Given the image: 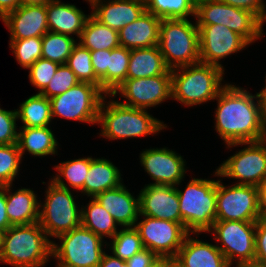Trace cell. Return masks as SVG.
I'll return each instance as SVG.
<instances>
[{"instance_id": "6da1fadb", "label": "cell", "mask_w": 266, "mask_h": 267, "mask_svg": "<svg viewBox=\"0 0 266 267\" xmlns=\"http://www.w3.org/2000/svg\"><path fill=\"white\" fill-rule=\"evenodd\" d=\"M215 101L213 128L223 145L266 139L257 92L252 94L248 87L229 82Z\"/></svg>"}, {"instance_id": "7a4b0ae2", "label": "cell", "mask_w": 266, "mask_h": 267, "mask_svg": "<svg viewBox=\"0 0 266 267\" xmlns=\"http://www.w3.org/2000/svg\"><path fill=\"white\" fill-rule=\"evenodd\" d=\"M96 133L107 141L139 139L158 136L169 129L168 124L153 116L147 109H140L121 104L114 96L107 94L99 107ZM165 129V130H164Z\"/></svg>"}, {"instance_id": "3957f363", "label": "cell", "mask_w": 266, "mask_h": 267, "mask_svg": "<svg viewBox=\"0 0 266 267\" xmlns=\"http://www.w3.org/2000/svg\"><path fill=\"white\" fill-rule=\"evenodd\" d=\"M51 261L52 241L38 222L13 225L2 233L0 265L45 267Z\"/></svg>"}, {"instance_id": "277c9868", "label": "cell", "mask_w": 266, "mask_h": 267, "mask_svg": "<svg viewBox=\"0 0 266 267\" xmlns=\"http://www.w3.org/2000/svg\"><path fill=\"white\" fill-rule=\"evenodd\" d=\"M225 73L218 66L204 63L172 69V102L187 108L212 103L229 83L224 80Z\"/></svg>"}, {"instance_id": "5b68a950", "label": "cell", "mask_w": 266, "mask_h": 267, "mask_svg": "<svg viewBox=\"0 0 266 267\" xmlns=\"http://www.w3.org/2000/svg\"><path fill=\"white\" fill-rule=\"evenodd\" d=\"M41 183L46 187L44 195L41 194L43 200L40 198L38 223L53 242L58 236L81 226L82 203L78 197L84 199L78 192L58 186L50 179Z\"/></svg>"}, {"instance_id": "8992f818", "label": "cell", "mask_w": 266, "mask_h": 267, "mask_svg": "<svg viewBox=\"0 0 266 267\" xmlns=\"http://www.w3.org/2000/svg\"><path fill=\"white\" fill-rule=\"evenodd\" d=\"M191 177L176 186L182 224L190 233H206L216 221L217 179Z\"/></svg>"}, {"instance_id": "52a82bcc", "label": "cell", "mask_w": 266, "mask_h": 267, "mask_svg": "<svg viewBox=\"0 0 266 267\" xmlns=\"http://www.w3.org/2000/svg\"><path fill=\"white\" fill-rule=\"evenodd\" d=\"M158 47L170 70L200 63L199 31L195 19L161 20Z\"/></svg>"}, {"instance_id": "ba28073f", "label": "cell", "mask_w": 266, "mask_h": 267, "mask_svg": "<svg viewBox=\"0 0 266 267\" xmlns=\"http://www.w3.org/2000/svg\"><path fill=\"white\" fill-rule=\"evenodd\" d=\"M52 242V262L71 267H98L107 251V241L79 226Z\"/></svg>"}, {"instance_id": "9c48e42d", "label": "cell", "mask_w": 266, "mask_h": 267, "mask_svg": "<svg viewBox=\"0 0 266 267\" xmlns=\"http://www.w3.org/2000/svg\"><path fill=\"white\" fill-rule=\"evenodd\" d=\"M224 147L231 152L236 147L238 150L218 164L219 166H216L222 179L227 178L233 180L230 182L234 184L256 187L266 180V139L256 142L233 143Z\"/></svg>"}, {"instance_id": "30bf717a", "label": "cell", "mask_w": 266, "mask_h": 267, "mask_svg": "<svg viewBox=\"0 0 266 267\" xmlns=\"http://www.w3.org/2000/svg\"><path fill=\"white\" fill-rule=\"evenodd\" d=\"M195 21L197 25H225L243 36L251 45L266 37L265 24L254 13L218 0L196 2Z\"/></svg>"}, {"instance_id": "8fae6325", "label": "cell", "mask_w": 266, "mask_h": 267, "mask_svg": "<svg viewBox=\"0 0 266 267\" xmlns=\"http://www.w3.org/2000/svg\"><path fill=\"white\" fill-rule=\"evenodd\" d=\"M256 222L215 221L206 232L221 250L231 267L255 262Z\"/></svg>"}, {"instance_id": "7c38bea8", "label": "cell", "mask_w": 266, "mask_h": 267, "mask_svg": "<svg viewBox=\"0 0 266 267\" xmlns=\"http://www.w3.org/2000/svg\"><path fill=\"white\" fill-rule=\"evenodd\" d=\"M105 96L98 86L79 82L65 93L50 98L52 120L58 118L97 126L99 107Z\"/></svg>"}, {"instance_id": "4fadbf2b", "label": "cell", "mask_w": 266, "mask_h": 267, "mask_svg": "<svg viewBox=\"0 0 266 267\" xmlns=\"http://www.w3.org/2000/svg\"><path fill=\"white\" fill-rule=\"evenodd\" d=\"M217 177L216 221L256 222L260 219L256 186L225 184L216 167Z\"/></svg>"}, {"instance_id": "5bb4252c", "label": "cell", "mask_w": 266, "mask_h": 267, "mask_svg": "<svg viewBox=\"0 0 266 267\" xmlns=\"http://www.w3.org/2000/svg\"><path fill=\"white\" fill-rule=\"evenodd\" d=\"M139 232L144 248L160 258L173 259L190 233L183 224L169 220L139 215L134 226Z\"/></svg>"}, {"instance_id": "9a60e30c", "label": "cell", "mask_w": 266, "mask_h": 267, "mask_svg": "<svg viewBox=\"0 0 266 267\" xmlns=\"http://www.w3.org/2000/svg\"><path fill=\"white\" fill-rule=\"evenodd\" d=\"M111 95L121 104L150 111L172 100L171 74L126 79Z\"/></svg>"}, {"instance_id": "2e32d148", "label": "cell", "mask_w": 266, "mask_h": 267, "mask_svg": "<svg viewBox=\"0 0 266 267\" xmlns=\"http://www.w3.org/2000/svg\"><path fill=\"white\" fill-rule=\"evenodd\" d=\"M197 27L200 63L215 65L226 70V65L222 64L225 59L237 55L251 46L243 36L225 25H197Z\"/></svg>"}, {"instance_id": "e0dca14e", "label": "cell", "mask_w": 266, "mask_h": 267, "mask_svg": "<svg viewBox=\"0 0 266 267\" xmlns=\"http://www.w3.org/2000/svg\"><path fill=\"white\" fill-rule=\"evenodd\" d=\"M139 164L146 175L151 178L148 185L177 186L186 180L189 167L184 156L163 145V147H150L142 149L139 153ZM188 168V169H187Z\"/></svg>"}, {"instance_id": "ac0fdd59", "label": "cell", "mask_w": 266, "mask_h": 267, "mask_svg": "<svg viewBox=\"0 0 266 267\" xmlns=\"http://www.w3.org/2000/svg\"><path fill=\"white\" fill-rule=\"evenodd\" d=\"M138 191L139 215L182 224L176 186L145 183Z\"/></svg>"}, {"instance_id": "d6986e66", "label": "cell", "mask_w": 266, "mask_h": 267, "mask_svg": "<svg viewBox=\"0 0 266 267\" xmlns=\"http://www.w3.org/2000/svg\"><path fill=\"white\" fill-rule=\"evenodd\" d=\"M201 234L202 238L208 235L189 233L173 260L181 267H231L215 242L204 241Z\"/></svg>"}, {"instance_id": "ffe728a7", "label": "cell", "mask_w": 266, "mask_h": 267, "mask_svg": "<svg viewBox=\"0 0 266 267\" xmlns=\"http://www.w3.org/2000/svg\"><path fill=\"white\" fill-rule=\"evenodd\" d=\"M88 4L91 15L101 24L116 31L138 19L146 4L136 0H83Z\"/></svg>"}, {"instance_id": "44dd1931", "label": "cell", "mask_w": 266, "mask_h": 267, "mask_svg": "<svg viewBox=\"0 0 266 267\" xmlns=\"http://www.w3.org/2000/svg\"><path fill=\"white\" fill-rule=\"evenodd\" d=\"M9 40L42 37L48 30L47 5H20L1 20Z\"/></svg>"}, {"instance_id": "7402d4cb", "label": "cell", "mask_w": 266, "mask_h": 267, "mask_svg": "<svg viewBox=\"0 0 266 267\" xmlns=\"http://www.w3.org/2000/svg\"><path fill=\"white\" fill-rule=\"evenodd\" d=\"M130 190L123 183L95 197L120 227H134L139 217V195Z\"/></svg>"}, {"instance_id": "603a6c76", "label": "cell", "mask_w": 266, "mask_h": 267, "mask_svg": "<svg viewBox=\"0 0 266 267\" xmlns=\"http://www.w3.org/2000/svg\"><path fill=\"white\" fill-rule=\"evenodd\" d=\"M86 13L75 3L52 0L47 4L48 30L79 40L85 24L91 16V11Z\"/></svg>"}, {"instance_id": "cb8c5ba5", "label": "cell", "mask_w": 266, "mask_h": 267, "mask_svg": "<svg viewBox=\"0 0 266 267\" xmlns=\"http://www.w3.org/2000/svg\"><path fill=\"white\" fill-rule=\"evenodd\" d=\"M20 187L16 188L15 184L6 185V212L12 226L28 225L39 221L38 191L27 186L20 185Z\"/></svg>"}, {"instance_id": "d4e9b609", "label": "cell", "mask_w": 266, "mask_h": 267, "mask_svg": "<svg viewBox=\"0 0 266 267\" xmlns=\"http://www.w3.org/2000/svg\"><path fill=\"white\" fill-rule=\"evenodd\" d=\"M53 126L18 128V146L20 153L25 156L30 155L34 159L55 157L59 155L62 146L55 135ZM37 157V158H36Z\"/></svg>"}, {"instance_id": "484cf974", "label": "cell", "mask_w": 266, "mask_h": 267, "mask_svg": "<svg viewBox=\"0 0 266 267\" xmlns=\"http://www.w3.org/2000/svg\"><path fill=\"white\" fill-rule=\"evenodd\" d=\"M123 178L122 169L108 157L91 156L90 168L84 181L85 200L95 198L106 190L119 187L124 183Z\"/></svg>"}, {"instance_id": "4316f807", "label": "cell", "mask_w": 266, "mask_h": 267, "mask_svg": "<svg viewBox=\"0 0 266 267\" xmlns=\"http://www.w3.org/2000/svg\"><path fill=\"white\" fill-rule=\"evenodd\" d=\"M161 19L145 11L138 19L118 31L119 44L129 50L158 45Z\"/></svg>"}, {"instance_id": "83f0119b", "label": "cell", "mask_w": 266, "mask_h": 267, "mask_svg": "<svg viewBox=\"0 0 266 267\" xmlns=\"http://www.w3.org/2000/svg\"><path fill=\"white\" fill-rule=\"evenodd\" d=\"M162 74H171V70L166 66L158 45L131 50L127 79L148 78Z\"/></svg>"}, {"instance_id": "f1b7e54d", "label": "cell", "mask_w": 266, "mask_h": 267, "mask_svg": "<svg viewBox=\"0 0 266 267\" xmlns=\"http://www.w3.org/2000/svg\"><path fill=\"white\" fill-rule=\"evenodd\" d=\"M91 156H83L75 159L61 161L54 164L56 171L50 176L58 186L78 192L84 199V181L90 168ZM56 173V174H55Z\"/></svg>"}, {"instance_id": "f546056e", "label": "cell", "mask_w": 266, "mask_h": 267, "mask_svg": "<svg viewBox=\"0 0 266 267\" xmlns=\"http://www.w3.org/2000/svg\"><path fill=\"white\" fill-rule=\"evenodd\" d=\"M88 199L86 204L81 202V226L93 231L104 241L112 239L121 227L95 198Z\"/></svg>"}, {"instance_id": "4dcf8cb0", "label": "cell", "mask_w": 266, "mask_h": 267, "mask_svg": "<svg viewBox=\"0 0 266 267\" xmlns=\"http://www.w3.org/2000/svg\"><path fill=\"white\" fill-rule=\"evenodd\" d=\"M17 119L20 122L18 128L26 127H45L53 126L54 121L51 116L50 99L43 96L41 93H35L28 96L18 105ZM53 124V125H52Z\"/></svg>"}, {"instance_id": "1f68e13d", "label": "cell", "mask_w": 266, "mask_h": 267, "mask_svg": "<svg viewBox=\"0 0 266 267\" xmlns=\"http://www.w3.org/2000/svg\"><path fill=\"white\" fill-rule=\"evenodd\" d=\"M78 43L90 51L112 50L120 46L118 31L101 24L92 15L88 18Z\"/></svg>"}, {"instance_id": "d6a6232c", "label": "cell", "mask_w": 266, "mask_h": 267, "mask_svg": "<svg viewBox=\"0 0 266 267\" xmlns=\"http://www.w3.org/2000/svg\"><path fill=\"white\" fill-rule=\"evenodd\" d=\"M194 0H149L146 11L163 19H195Z\"/></svg>"}, {"instance_id": "836d02e7", "label": "cell", "mask_w": 266, "mask_h": 267, "mask_svg": "<svg viewBox=\"0 0 266 267\" xmlns=\"http://www.w3.org/2000/svg\"><path fill=\"white\" fill-rule=\"evenodd\" d=\"M142 249L144 247L135 227H121L114 237L107 242V252L124 261Z\"/></svg>"}, {"instance_id": "e575fe53", "label": "cell", "mask_w": 266, "mask_h": 267, "mask_svg": "<svg viewBox=\"0 0 266 267\" xmlns=\"http://www.w3.org/2000/svg\"><path fill=\"white\" fill-rule=\"evenodd\" d=\"M78 40L64 34L48 31L42 36V58L66 64Z\"/></svg>"}, {"instance_id": "d590c367", "label": "cell", "mask_w": 266, "mask_h": 267, "mask_svg": "<svg viewBox=\"0 0 266 267\" xmlns=\"http://www.w3.org/2000/svg\"><path fill=\"white\" fill-rule=\"evenodd\" d=\"M23 161L17 143L0 145V186L15 184L17 179H21L18 177Z\"/></svg>"}, {"instance_id": "8d00e7d4", "label": "cell", "mask_w": 266, "mask_h": 267, "mask_svg": "<svg viewBox=\"0 0 266 267\" xmlns=\"http://www.w3.org/2000/svg\"><path fill=\"white\" fill-rule=\"evenodd\" d=\"M66 65L75 73L80 82H88L100 88V79L95 75L89 49L77 43Z\"/></svg>"}, {"instance_id": "74e56055", "label": "cell", "mask_w": 266, "mask_h": 267, "mask_svg": "<svg viewBox=\"0 0 266 267\" xmlns=\"http://www.w3.org/2000/svg\"><path fill=\"white\" fill-rule=\"evenodd\" d=\"M8 46L17 64L25 71L42 58V37L9 40Z\"/></svg>"}, {"instance_id": "f35d334b", "label": "cell", "mask_w": 266, "mask_h": 267, "mask_svg": "<svg viewBox=\"0 0 266 267\" xmlns=\"http://www.w3.org/2000/svg\"><path fill=\"white\" fill-rule=\"evenodd\" d=\"M131 50L119 46L108 55V94L114 92L126 79Z\"/></svg>"}, {"instance_id": "ab89813d", "label": "cell", "mask_w": 266, "mask_h": 267, "mask_svg": "<svg viewBox=\"0 0 266 267\" xmlns=\"http://www.w3.org/2000/svg\"><path fill=\"white\" fill-rule=\"evenodd\" d=\"M59 65V63L40 58L27 69L30 85L37 89V93H41L48 86Z\"/></svg>"}, {"instance_id": "60d3db41", "label": "cell", "mask_w": 266, "mask_h": 267, "mask_svg": "<svg viewBox=\"0 0 266 267\" xmlns=\"http://www.w3.org/2000/svg\"><path fill=\"white\" fill-rule=\"evenodd\" d=\"M79 82L75 73L66 64H60L54 77L41 94L50 99L65 93Z\"/></svg>"}, {"instance_id": "b9f144b4", "label": "cell", "mask_w": 266, "mask_h": 267, "mask_svg": "<svg viewBox=\"0 0 266 267\" xmlns=\"http://www.w3.org/2000/svg\"><path fill=\"white\" fill-rule=\"evenodd\" d=\"M0 104V145L18 142V119L16 109L6 110Z\"/></svg>"}, {"instance_id": "7bdbcfd3", "label": "cell", "mask_w": 266, "mask_h": 267, "mask_svg": "<svg viewBox=\"0 0 266 267\" xmlns=\"http://www.w3.org/2000/svg\"><path fill=\"white\" fill-rule=\"evenodd\" d=\"M91 62L95 75L100 79V89L108 94V55L111 50L90 51Z\"/></svg>"}, {"instance_id": "ee69618b", "label": "cell", "mask_w": 266, "mask_h": 267, "mask_svg": "<svg viewBox=\"0 0 266 267\" xmlns=\"http://www.w3.org/2000/svg\"><path fill=\"white\" fill-rule=\"evenodd\" d=\"M233 7L254 13L266 24V1L265 0H218Z\"/></svg>"}, {"instance_id": "f6af8a7d", "label": "cell", "mask_w": 266, "mask_h": 267, "mask_svg": "<svg viewBox=\"0 0 266 267\" xmlns=\"http://www.w3.org/2000/svg\"><path fill=\"white\" fill-rule=\"evenodd\" d=\"M255 263L266 265V221L261 218L256 221Z\"/></svg>"}, {"instance_id": "bcb514c9", "label": "cell", "mask_w": 266, "mask_h": 267, "mask_svg": "<svg viewBox=\"0 0 266 267\" xmlns=\"http://www.w3.org/2000/svg\"><path fill=\"white\" fill-rule=\"evenodd\" d=\"M161 258L147 248L142 249L140 252L133 255L126 262L129 267H152Z\"/></svg>"}, {"instance_id": "7dc6e473", "label": "cell", "mask_w": 266, "mask_h": 267, "mask_svg": "<svg viewBox=\"0 0 266 267\" xmlns=\"http://www.w3.org/2000/svg\"><path fill=\"white\" fill-rule=\"evenodd\" d=\"M10 226L6 212V186H0V230L6 231Z\"/></svg>"}, {"instance_id": "c3c4849f", "label": "cell", "mask_w": 266, "mask_h": 267, "mask_svg": "<svg viewBox=\"0 0 266 267\" xmlns=\"http://www.w3.org/2000/svg\"><path fill=\"white\" fill-rule=\"evenodd\" d=\"M98 267H129L127 262L121 260L120 258L114 257L111 253L107 251L103 254L102 259Z\"/></svg>"}, {"instance_id": "681fc988", "label": "cell", "mask_w": 266, "mask_h": 267, "mask_svg": "<svg viewBox=\"0 0 266 267\" xmlns=\"http://www.w3.org/2000/svg\"><path fill=\"white\" fill-rule=\"evenodd\" d=\"M258 208L261 219L266 218V180L257 186Z\"/></svg>"}, {"instance_id": "f907efd6", "label": "cell", "mask_w": 266, "mask_h": 267, "mask_svg": "<svg viewBox=\"0 0 266 267\" xmlns=\"http://www.w3.org/2000/svg\"><path fill=\"white\" fill-rule=\"evenodd\" d=\"M20 0H0V20L20 6Z\"/></svg>"}, {"instance_id": "816d5d0a", "label": "cell", "mask_w": 266, "mask_h": 267, "mask_svg": "<svg viewBox=\"0 0 266 267\" xmlns=\"http://www.w3.org/2000/svg\"><path fill=\"white\" fill-rule=\"evenodd\" d=\"M260 102L261 123L266 133V96H258Z\"/></svg>"}, {"instance_id": "f5cc1de1", "label": "cell", "mask_w": 266, "mask_h": 267, "mask_svg": "<svg viewBox=\"0 0 266 267\" xmlns=\"http://www.w3.org/2000/svg\"><path fill=\"white\" fill-rule=\"evenodd\" d=\"M52 0H20L21 5H47Z\"/></svg>"}, {"instance_id": "db71d44e", "label": "cell", "mask_w": 266, "mask_h": 267, "mask_svg": "<svg viewBox=\"0 0 266 267\" xmlns=\"http://www.w3.org/2000/svg\"><path fill=\"white\" fill-rule=\"evenodd\" d=\"M165 267H181L173 259L165 258Z\"/></svg>"}, {"instance_id": "11a10c76", "label": "cell", "mask_w": 266, "mask_h": 267, "mask_svg": "<svg viewBox=\"0 0 266 267\" xmlns=\"http://www.w3.org/2000/svg\"><path fill=\"white\" fill-rule=\"evenodd\" d=\"M264 86H262L261 90L257 92V95L258 96H266V74H265V77H264Z\"/></svg>"}, {"instance_id": "9f6ffc18", "label": "cell", "mask_w": 266, "mask_h": 267, "mask_svg": "<svg viewBox=\"0 0 266 267\" xmlns=\"http://www.w3.org/2000/svg\"><path fill=\"white\" fill-rule=\"evenodd\" d=\"M152 267H165V258H161L157 263H155Z\"/></svg>"}, {"instance_id": "6f0895ef", "label": "cell", "mask_w": 266, "mask_h": 267, "mask_svg": "<svg viewBox=\"0 0 266 267\" xmlns=\"http://www.w3.org/2000/svg\"><path fill=\"white\" fill-rule=\"evenodd\" d=\"M245 267H266V265H261V264L254 262L253 264L247 265Z\"/></svg>"}, {"instance_id": "680465c9", "label": "cell", "mask_w": 266, "mask_h": 267, "mask_svg": "<svg viewBox=\"0 0 266 267\" xmlns=\"http://www.w3.org/2000/svg\"><path fill=\"white\" fill-rule=\"evenodd\" d=\"M55 267H71V266H68V265H63V264H54Z\"/></svg>"}, {"instance_id": "91938a15", "label": "cell", "mask_w": 266, "mask_h": 267, "mask_svg": "<svg viewBox=\"0 0 266 267\" xmlns=\"http://www.w3.org/2000/svg\"><path fill=\"white\" fill-rule=\"evenodd\" d=\"M2 233L3 232L0 230V249H1Z\"/></svg>"}, {"instance_id": "94428289", "label": "cell", "mask_w": 266, "mask_h": 267, "mask_svg": "<svg viewBox=\"0 0 266 267\" xmlns=\"http://www.w3.org/2000/svg\"><path fill=\"white\" fill-rule=\"evenodd\" d=\"M136 1H140V2H142L144 4H146L149 0H136Z\"/></svg>"}]
</instances>
